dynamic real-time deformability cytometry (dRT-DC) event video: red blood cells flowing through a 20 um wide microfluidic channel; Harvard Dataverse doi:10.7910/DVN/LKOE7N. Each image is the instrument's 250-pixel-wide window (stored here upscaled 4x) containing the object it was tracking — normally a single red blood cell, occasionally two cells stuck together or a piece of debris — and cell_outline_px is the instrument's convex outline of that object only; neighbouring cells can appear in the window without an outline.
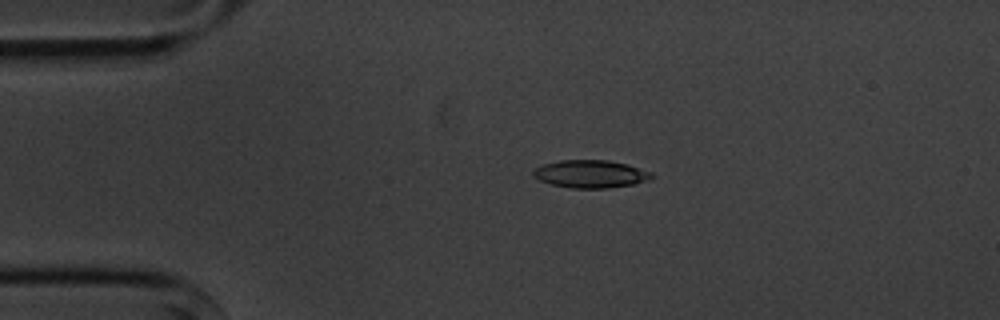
{"species": "common noctule bat (a hibernating species)", "species_latin": "Nyctalus noctula", "temperature_condition": "cold", "stored_images_in_passage": 4, "camera_frame_rate_fps": 3000, "um_per_image_px": 0.085, "animal": {"sex": "male", "body_mass_g": 20.1, "forearm_length_mm": 53.5}, "frame": {"image": 1, "passage_image": 4, "time_ms": 4.333, "image_size_px": [1000, 320], "cell_outline_px": [[656, 176], [636, 184], [608, 188], [572, 188], [552, 184], [540, 180], [532, 176], [532, 172], [536, 168], [544, 164], [560, 160], [608, 160], [628, 164], [652, 172]], "centroid_in_image_um": [50.23, 14.78], "position_along_channel_um": 34.8, "area_um2": 19.19}}